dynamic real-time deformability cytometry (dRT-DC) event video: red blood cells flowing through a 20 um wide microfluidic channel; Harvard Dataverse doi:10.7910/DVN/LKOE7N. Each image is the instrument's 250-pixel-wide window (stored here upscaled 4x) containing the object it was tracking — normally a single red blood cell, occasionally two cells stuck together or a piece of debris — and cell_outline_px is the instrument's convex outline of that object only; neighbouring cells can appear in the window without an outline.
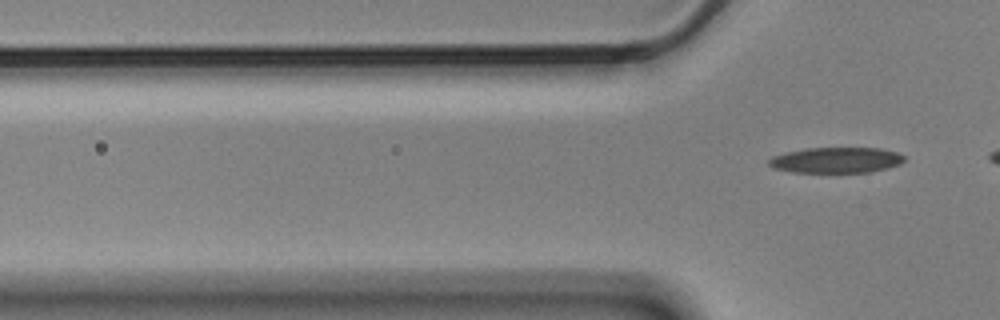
{"species": "Egyptian fruit bat (a non-hibernating species)", "species_latin": "Rousettus aegyptiacus", "temperature_condition": "cold", "stored_images_in_passage": 4, "segment_of_instrument_passage": [2, 2], "camera_frame_rate_fps": 3000, "um_per_image_px": 0.085, "animal": {"sex": "male"}, "frame": {"image": 1, "passage_image": 4, "time_ms": 1.0, "image_size_px": [1000, 320], "cell_outline_px": [[904, 160], [900, 164], [888, 168], [872, 172], [792, 172], [772, 168], [768, 164], [768, 160], [772, 156], [788, 152], [808, 148], [880, 148], [896, 152], [904, 156]], "centroid_in_image_um": [71.07, 13.61], "position_along_channel_um": 54.7, "area_um2": 20.23}}